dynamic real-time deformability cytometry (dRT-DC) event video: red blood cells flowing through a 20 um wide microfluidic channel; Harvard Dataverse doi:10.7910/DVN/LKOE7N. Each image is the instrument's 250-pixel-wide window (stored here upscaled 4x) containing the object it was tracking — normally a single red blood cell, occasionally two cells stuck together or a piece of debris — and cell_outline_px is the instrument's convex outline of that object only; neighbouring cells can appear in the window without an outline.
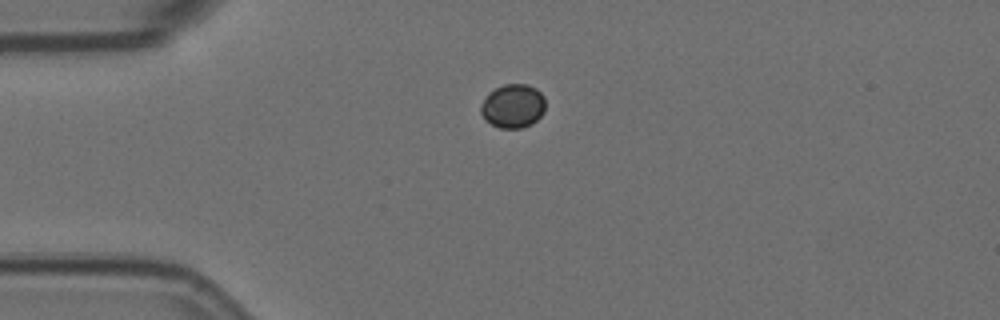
{"species": "Egyptian fruit bat (a non-hibernating species)", "species_latin": "Rousettus aegyptiacus", "temperature_condition": "room temperature", "stored_images_in_passage": 2, "camera_frame_rate_fps": 3000, "um_per_image_px": 0.085, "animal": {"sex": "female"}, "frame": {"image": 1, "passage_image": 1, "time_ms": 0.0, "image_size_px": [1000, 320], "cell_outline_px": [[544, 112], [532, 124], [520, 128], [500, 128], [484, 120], [480, 112], [480, 104], [488, 92], [504, 84], [528, 84], [536, 88], [544, 96]], "centroid_in_image_um": [43.57, 9.01], "position_along_channel_um": 41.4, "area_um2": 16.65}}